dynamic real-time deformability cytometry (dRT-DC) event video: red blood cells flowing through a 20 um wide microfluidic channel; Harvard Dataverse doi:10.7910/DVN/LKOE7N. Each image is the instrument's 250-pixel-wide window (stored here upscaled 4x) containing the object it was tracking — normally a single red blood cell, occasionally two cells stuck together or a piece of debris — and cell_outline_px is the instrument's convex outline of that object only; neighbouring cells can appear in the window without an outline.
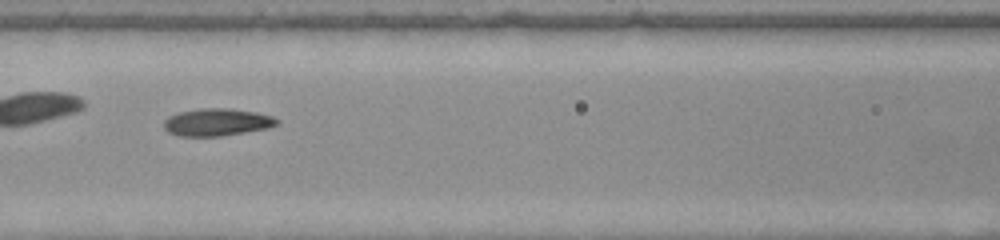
{"species": "common noctule bat (a hibernating species)", "species_latin": "Nyctalus noctula", "temperature_condition": "warm", "stored_images_in_passage": 49, "camera_frame_rate_fps": 3000, "um_per_image_px": 0.085, "animal": {"sex": "female", "body_mass_g": 22.0, "forearm_length_mm": 56.7}, "frame": {"image": 1, "passage_image": 22, "time_ms": 7.0, "image_size_px": [1000, 240], "cell_outline_px": [[280, 124], [268, 128], [220, 136], [176, 136], [168, 132], [164, 128], [164, 120], [168, 116], [180, 112], [200, 108], [228, 108], [256, 112], [272, 116], [280, 120]], "centroid_in_image_um": [18.45, 10.38], "position_along_channel_um": 148.2, "area_um2": 18.15}}
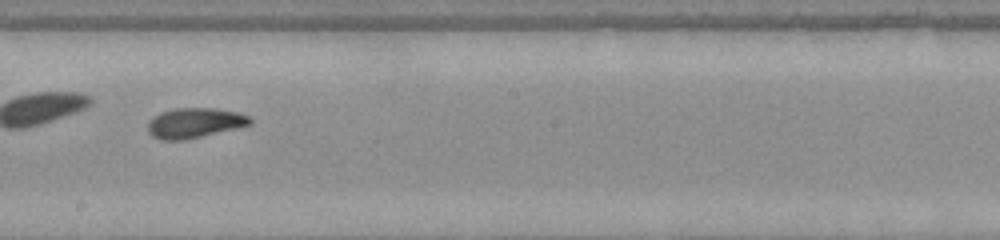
{"frame": {"image": 2, "passage_image": 28, "time_ms": 9.0, "image_size_px": [1000, 240], "cell_outline_px": [[252, 124], [236, 128], [184, 140], [160, 140], [152, 136], [148, 132], [148, 120], [160, 112], [176, 108], [216, 108], [236, 112], [248, 116], [252, 120]], "centroid_in_image_um": [16.5, 10.45], "position_along_channel_um": 231.7, "area_um2": 17.86}, "authors_computed_cell_mechanics": {"area_um2": 17.7446, "velocity_mm_per_s": 4.1938, "shape_relaxation_time_tau1_ms": 6.8388, "shape_relaxation_time_tau2_ms": 1.9402, "deformation_change_tau1": 0.1959, "deformation_change_tau2": 0.0694}}